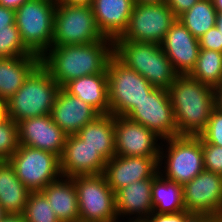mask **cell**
<instances>
[{
  "label": "cell",
  "mask_w": 222,
  "mask_h": 222,
  "mask_svg": "<svg viewBox=\"0 0 222 222\" xmlns=\"http://www.w3.org/2000/svg\"><path fill=\"white\" fill-rule=\"evenodd\" d=\"M215 25L219 29L222 36V11H217V20Z\"/></svg>",
  "instance_id": "45"
},
{
  "label": "cell",
  "mask_w": 222,
  "mask_h": 222,
  "mask_svg": "<svg viewBox=\"0 0 222 222\" xmlns=\"http://www.w3.org/2000/svg\"><path fill=\"white\" fill-rule=\"evenodd\" d=\"M18 147V124L8 118L0 125V161L8 160Z\"/></svg>",
  "instance_id": "32"
},
{
  "label": "cell",
  "mask_w": 222,
  "mask_h": 222,
  "mask_svg": "<svg viewBox=\"0 0 222 222\" xmlns=\"http://www.w3.org/2000/svg\"><path fill=\"white\" fill-rule=\"evenodd\" d=\"M57 4H68V5H88L91 6L93 0H56Z\"/></svg>",
  "instance_id": "42"
},
{
  "label": "cell",
  "mask_w": 222,
  "mask_h": 222,
  "mask_svg": "<svg viewBox=\"0 0 222 222\" xmlns=\"http://www.w3.org/2000/svg\"><path fill=\"white\" fill-rule=\"evenodd\" d=\"M19 145L49 151L61 157L68 135L52 120L50 114L18 123Z\"/></svg>",
  "instance_id": "15"
},
{
  "label": "cell",
  "mask_w": 222,
  "mask_h": 222,
  "mask_svg": "<svg viewBox=\"0 0 222 222\" xmlns=\"http://www.w3.org/2000/svg\"><path fill=\"white\" fill-rule=\"evenodd\" d=\"M199 136L207 143L222 146V112L214 108L205 129Z\"/></svg>",
  "instance_id": "33"
},
{
  "label": "cell",
  "mask_w": 222,
  "mask_h": 222,
  "mask_svg": "<svg viewBox=\"0 0 222 222\" xmlns=\"http://www.w3.org/2000/svg\"><path fill=\"white\" fill-rule=\"evenodd\" d=\"M167 91L178 136H198L215 108L214 88L185 74L178 75Z\"/></svg>",
  "instance_id": "2"
},
{
  "label": "cell",
  "mask_w": 222,
  "mask_h": 222,
  "mask_svg": "<svg viewBox=\"0 0 222 222\" xmlns=\"http://www.w3.org/2000/svg\"><path fill=\"white\" fill-rule=\"evenodd\" d=\"M31 191L8 160L0 161V205L7 215H22Z\"/></svg>",
  "instance_id": "25"
},
{
  "label": "cell",
  "mask_w": 222,
  "mask_h": 222,
  "mask_svg": "<svg viewBox=\"0 0 222 222\" xmlns=\"http://www.w3.org/2000/svg\"><path fill=\"white\" fill-rule=\"evenodd\" d=\"M153 212L176 213L185 210L182 185L163 178L160 174L152 185Z\"/></svg>",
  "instance_id": "27"
},
{
  "label": "cell",
  "mask_w": 222,
  "mask_h": 222,
  "mask_svg": "<svg viewBox=\"0 0 222 222\" xmlns=\"http://www.w3.org/2000/svg\"><path fill=\"white\" fill-rule=\"evenodd\" d=\"M217 217L209 214L192 213L185 222H213Z\"/></svg>",
  "instance_id": "39"
},
{
  "label": "cell",
  "mask_w": 222,
  "mask_h": 222,
  "mask_svg": "<svg viewBox=\"0 0 222 222\" xmlns=\"http://www.w3.org/2000/svg\"><path fill=\"white\" fill-rule=\"evenodd\" d=\"M48 51L41 57V64L64 87L82 76L104 73L114 55V41L106 37L87 44L52 46Z\"/></svg>",
  "instance_id": "1"
},
{
  "label": "cell",
  "mask_w": 222,
  "mask_h": 222,
  "mask_svg": "<svg viewBox=\"0 0 222 222\" xmlns=\"http://www.w3.org/2000/svg\"><path fill=\"white\" fill-rule=\"evenodd\" d=\"M134 4H153V3H160L165 2V0H133Z\"/></svg>",
  "instance_id": "46"
},
{
  "label": "cell",
  "mask_w": 222,
  "mask_h": 222,
  "mask_svg": "<svg viewBox=\"0 0 222 222\" xmlns=\"http://www.w3.org/2000/svg\"><path fill=\"white\" fill-rule=\"evenodd\" d=\"M40 63L37 55L0 58V101L9 100Z\"/></svg>",
  "instance_id": "23"
},
{
  "label": "cell",
  "mask_w": 222,
  "mask_h": 222,
  "mask_svg": "<svg viewBox=\"0 0 222 222\" xmlns=\"http://www.w3.org/2000/svg\"><path fill=\"white\" fill-rule=\"evenodd\" d=\"M114 55L155 88L167 90L179 75L158 43L114 40Z\"/></svg>",
  "instance_id": "3"
},
{
  "label": "cell",
  "mask_w": 222,
  "mask_h": 222,
  "mask_svg": "<svg viewBox=\"0 0 222 222\" xmlns=\"http://www.w3.org/2000/svg\"><path fill=\"white\" fill-rule=\"evenodd\" d=\"M133 0H93L91 5L99 30L113 41L127 29Z\"/></svg>",
  "instance_id": "21"
},
{
  "label": "cell",
  "mask_w": 222,
  "mask_h": 222,
  "mask_svg": "<svg viewBox=\"0 0 222 222\" xmlns=\"http://www.w3.org/2000/svg\"><path fill=\"white\" fill-rule=\"evenodd\" d=\"M163 141L168 143L166 144L168 146L166 150L168 151L165 152V156L162 146L160 147L158 169L161 168L164 157L167 158L164 167L166 169L164 171L158 170L163 178L183 186L204 170L202 142L199 135H179Z\"/></svg>",
  "instance_id": "6"
},
{
  "label": "cell",
  "mask_w": 222,
  "mask_h": 222,
  "mask_svg": "<svg viewBox=\"0 0 222 222\" xmlns=\"http://www.w3.org/2000/svg\"><path fill=\"white\" fill-rule=\"evenodd\" d=\"M185 210L220 217L222 214V175L203 170L182 186Z\"/></svg>",
  "instance_id": "14"
},
{
  "label": "cell",
  "mask_w": 222,
  "mask_h": 222,
  "mask_svg": "<svg viewBox=\"0 0 222 222\" xmlns=\"http://www.w3.org/2000/svg\"><path fill=\"white\" fill-rule=\"evenodd\" d=\"M63 88L92 106L100 115L110 114L107 70L71 80Z\"/></svg>",
  "instance_id": "22"
},
{
  "label": "cell",
  "mask_w": 222,
  "mask_h": 222,
  "mask_svg": "<svg viewBox=\"0 0 222 222\" xmlns=\"http://www.w3.org/2000/svg\"><path fill=\"white\" fill-rule=\"evenodd\" d=\"M34 55L24 45L16 25L0 30V58Z\"/></svg>",
  "instance_id": "31"
},
{
  "label": "cell",
  "mask_w": 222,
  "mask_h": 222,
  "mask_svg": "<svg viewBox=\"0 0 222 222\" xmlns=\"http://www.w3.org/2000/svg\"><path fill=\"white\" fill-rule=\"evenodd\" d=\"M74 180L79 209V222H116L115 192L104 174L77 175Z\"/></svg>",
  "instance_id": "9"
},
{
  "label": "cell",
  "mask_w": 222,
  "mask_h": 222,
  "mask_svg": "<svg viewBox=\"0 0 222 222\" xmlns=\"http://www.w3.org/2000/svg\"><path fill=\"white\" fill-rule=\"evenodd\" d=\"M204 169L222 175V146L205 142L201 138Z\"/></svg>",
  "instance_id": "34"
},
{
  "label": "cell",
  "mask_w": 222,
  "mask_h": 222,
  "mask_svg": "<svg viewBox=\"0 0 222 222\" xmlns=\"http://www.w3.org/2000/svg\"><path fill=\"white\" fill-rule=\"evenodd\" d=\"M7 214L4 212L3 208L0 205V221L6 216Z\"/></svg>",
  "instance_id": "48"
},
{
  "label": "cell",
  "mask_w": 222,
  "mask_h": 222,
  "mask_svg": "<svg viewBox=\"0 0 222 222\" xmlns=\"http://www.w3.org/2000/svg\"><path fill=\"white\" fill-rule=\"evenodd\" d=\"M105 38L91 6L56 5L52 46L87 44Z\"/></svg>",
  "instance_id": "8"
},
{
  "label": "cell",
  "mask_w": 222,
  "mask_h": 222,
  "mask_svg": "<svg viewBox=\"0 0 222 222\" xmlns=\"http://www.w3.org/2000/svg\"><path fill=\"white\" fill-rule=\"evenodd\" d=\"M22 215L26 222H61L41 191L30 193Z\"/></svg>",
  "instance_id": "30"
},
{
  "label": "cell",
  "mask_w": 222,
  "mask_h": 222,
  "mask_svg": "<svg viewBox=\"0 0 222 222\" xmlns=\"http://www.w3.org/2000/svg\"><path fill=\"white\" fill-rule=\"evenodd\" d=\"M196 81H200L215 88L222 83V52L200 49L195 67L188 74Z\"/></svg>",
  "instance_id": "29"
},
{
  "label": "cell",
  "mask_w": 222,
  "mask_h": 222,
  "mask_svg": "<svg viewBox=\"0 0 222 222\" xmlns=\"http://www.w3.org/2000/svg\"><path fill=\"white\" fill-rule=\"evenodd\" d=\"M116 222H118V221H116ZM128 222H146L145 220H136V219H131V220H129Z\"/></svg>",
  "instance_id": "49"
},
{
  "label": "cell",
  "mask_w": 222,
  "mask_h": 222,
  "mask_svg": "<svg viewBox=\"0 0 222 222\" xmlns=\"http://www.w3.org/2000/svg\"><path fill=\"white\" fill-rule=\"evenodd\" d=\"M159 175L157 171L150 179L133 182L115 193L117 217L136 214V220H145L153 212L152 185Z\"/></svg>",
  "instance_id": "20"
},
{
  "label": "cell",
  "mask_w": 222,
  "mask_h": 222,
  "mask_svg": "<svg viewBox=\"0 0 222 222\" xmlns=\"http://www.w3.org/2000/svg\"><path fill=\"white\" fill-rule=\"evenodd\" d=\"M0 222H26L23 215H6Z\"/></svg>",
  "instance_id": "43"
},
{
  "label": "cell",
  "mask_w": 222,
  "mask_h": 222,
  "mask_svg": "<svg viewBox=\"0 0 222 222\" xmlns=\"http://www.w3.org/2000/svg\"><path fill=\"white\" fill-rule=\"evenodd\" d=\"M176 19L166 2L134 4L127 29L115 40L160 44Z\"/></svg>",
  "instance_id": "11"
},
{
  "label": "cell",
  "mask_w": 222,
  "mask_h": 222,
  "mask_svg": "<svg viewBox=\"0 0 222 222\" xmlns=\"http://www.w3.org/2000/svg\"><path fill=\"white\" fill-rule=\"evenodd\" d=\"M60 88L40 63L20 89L5 102L8 118L18 124L29 118L49 115Z\"/></svg>",
  "instance_id": "4"
},
{
  "label": "cell",
  "mask_w": 222,
  "mask_h": 222,
  "mask_svg": "<svg viewBox=\"0 0 222 222\" xmlns=\"http://www.w3.org/2000/svg\"><path fill=\"white\" fill-rule=\"evenodd\" d=\"M41 192L61 222H79L77 192L71 177H61L49 183Z\"/></svg>",
  "instance_id": "24"
},
{
  "label": "cell",
  "mask_w": 222,
  "mask_h": 222,
  "mask_svg": "<svg viewBox=\"0 0 222 222\" xmlns=\"http://www.w3.org/2000/svg\"><path fill=\"white\" fill-rule=\"evenodd\" d=\"M153 131L161 140L178 136L174 111L166 89L154 88L126 115Z\"/></svg>",
  "instance_id": "12"
},
{
  "label": "cell",
  "mask_w": 222,
  "mask_h": 222,
  "mask_svg": "<svg viewBox=\"0 0 222 222\" xmlns=\"http://www.w3.org/2000/svg\"><path fill=\"white\" fill-rule=\"evenodd\" d=\"M192 213L182 210L176 213H156L152 212L145 219L146 222H185Z\"/></svg>",
  "instance_id": "36"
},
{
  "label": "cell",
  "mask_w": 222,
  "mask_h": 222,
  "mask_svg": "<svg viewBox=\"0 0 222 222\" xmlns=\"http://www.w3.org/2000/svg\"><path fill=\"white\" fill-rule=\"evenodd\" d=\"M100 114L76 96L60 88L50 116L67 135L76 134Z\"/></svg>",
  "instance_id": "19"
},
{
  "label": "cell",
  "mask_w": 222,
  "mask_h": 222,
  "mask_svg": "<svg viewBox=\"0 0 222 222\" xmlns=\"http://www.w3.org/2000/svg\"><path fill=\"white\" fill-rule=\"evenodd\" d=\"M107 77L110 114L113 116H126L155 88L115 55L108 62Z\"/></svg>",
  "instance_id": "7"
},
{
  "label": "cell",
  "mask_w": 222,
  "mask_h": 222,
  "mask_svg": "<svg viewBox=\"0 0 222 222\" xmlns=\"http://www.w3.org/2000/svg\"><path fill=\"white\" fill-rule=\"evenodd\" d=\"M91 148L107 161L115 156L114 116L99 115L76 133Z\"/></svg>",
  "instance_id": "26"
},
{
  "label": "cell",
  "mask_w": 222,
  "mask_h": 222,
  "mask_svg": "<svg viewBox=\"0 0 222 222\" xmlns=\"http://www.w3.org/2000/svg\"><path fill=\"white\" fill-rule=\"evenodd\" d=\"M26 1L29 0H0V6L16 10Z\"/></svg>",
  "instance_id": "40"
},
{
  "label": "cell",
  "mask_w": 222,
  "mask_h": 222,
  "mask_svg": "<svg viewBox=\"0 0 222 222\" xmlns=\"http://www.w3.org/2000/svg\"><path fill=\"white\" fill-rule=\"evenodd\" d=\"M115 155L153 157L160 156V143L153 131L126 116H114Z\"/></svg>",
  "instance_id": "13"
},
{
  "label": "cell",
  "mask_w": 222,
  "mask_h": 222,
  "mask_svg": "<svg viewBox=\"0 0 222 222\" xmlns=\"http://www.w3.org/2000/svg\"><path fill=\"white\" fill-rule=\"evenodd\" d=\"M106 163L107 160L77 134L68 135L60 157L63 177L103 174Z\"/></svg>",
  "instance_id": "17"
},
{
  "label": "cell",
  "mask_w": 222,
  "mask_h": 222,
  "mask_svg": "<svg viewBox=\"0 0 222 222\" xmlns=\"http://www.w3.org/2000/svg\"><path fill=\"white\" fill-rule=\"evenodd\" d=\"M8 119L7 106L5 102L0 101V125Z\"/></svg>",
  "instance_id": "44"
},
{
  "label": "cell",
  "mask_w": 222,
  "mask_h": 222,
  "mask_svg": "<svg viewBox=\"0 0 222 222\" xmlns=\"http://www.w3.org/2000/svg\"><path fill=\"white\" fill-rule=\"evenodd\" d=\"M199 45L200 49L222 52V36L216 25L199 38Z\"/></svg>",
  "instance_id": "35"
},
{
  "label": "cell",
  "mask_w": 222,
  "mask_h": 222,
  "mask_svg": "<svg viewBox=\"0 0 222 222\" xmlns=\"http://www.w3.org/2000/svg\"><path fill=\"white\" fill-rule=\"evenodd\" d=\"M177 19L199 39L209 29L215 26L217 9L213 0H199L188 11L181 14Z\"/></svg>",
  "instance_id": "28"
},
{
  "label": "cell",
  "mask_w": 222,
  "mask_h": 222,
  "mask_svg": "<svg viewBox=\"0 0 222 222\" xmlns=\"http://www.w3.org/2000/svg\"><path fill=\"white\" fill-rule=\"evenodd\" d=\"M197 1L199 0H165L177 18L188 11Z\"/></svg>",
  "instance_id": "37"
},
{
  "label": "cell",
  "mask_w": 222,
  "mask_h": 222,
  "mask_svg": "<svg viewBox=\"0 0 222 222\" xmlns=\"http://www.w3.org/2000/svg\"><path fill=\"white\" fill-rule=\"evenodd\" d=\"M8 161L31 192L42 191L49 183L63 177L60 157L49 151L19 145Z\"/></svg>",
  "instance_id": "10"
},
{
  "label": "cell",
  "mask_w": 222,
  "mask_h": 222,
  "mask_svg": "<svg viewBox=\"0 0 222 222\" xmlns=\"http://www.w3.org/2000/svg\"><path fill=\"white\" fill-rule=\"evenodd\" d=\"M160 46L179 75L189 74L195 67L200 52L199 39L179 19L167 31Z\"/></svg>",
  "instance_id": "16"
},
{
  "label": "cell",
  "mask_w": 222,
  "mask_h": 222,
  "mask_svg": "<svg viewBox=\"0 0 222 222\" xmlns=\"http://www.w3.org/2000/svg\"><path fill=\"white\" fill-rule=\"evenodd\" d=\"M213 3L217 11H222V0H213Z\"/></svg>",
  "instance_id": "47"
},
{
  "label": "cell",
  "mask_w": 222,
  "mask_h": 222,
  "mask_svg": "<svg viewBox=\"0 0 222 222\" xmlns=\"http://www.w3.org/2000/svg\"><path fill=\"white\" fill-rule=\"evenodd\" d=\"M56 5V0H29L15 10L25 47L40 58L52 47Z\"/></svg>",
  "instance_id": "5"
},
{
  "label": "cell",
  "mask_w": 222,
  "mask_h": 222,
  "mask_svg": "<svg viewBox=\"0 0 222 222\" xmlns=\"http://www.w3.org/2000/svg\"><path fill=\"white\" fill-rule=\"evenodd\" d=\"M8 25H15V10L0 6V30L8 29Z\"/></svg>",
  "instance_id": "38"
},
{
  "label": "cell",
  "mask_w": 222,
  "mask_h": 222,
  "mask_svg": "<svg viewBox=\"0 0 222 222\" xmlns=\"http://www.w3.org/2000/svg\"><path fill=\"white\" fill-rule=\"evenodd\" d=\"M213 222H222V218L217 217Z\"/></svg>",
  "instance_id": "50"
},
{
  "label": "cell",
  "mask_w": 222,
  "mask_h": 222,
  "mask_svg": "<svg viewBox=\"0 0 222 222\" xmlns=\"http://www.w3.org/2000/svg\"><path fill=\"white\" fill-rule=\"evenodd\" d=\"M215 108L222 112V83L214 88Z\"/></svg>",
  "instance_id": "41"
},
{
  "label": "cell",
  "mask_w": 222,
  "mask_h": 222,
  "mask_svg": "<svg viewBox=\"0 0 222 222\" xmlns=\"http://www.w3.org/2000/svg\"><path fill=\"white\" fill-rule=\"evenodd\" d=\"M158 170V162L153 157L115 155L107 161L103 174L116 193L133 182L150 179Z\"/></svg>",
  "instance_id": "18"
}]
</instances>
